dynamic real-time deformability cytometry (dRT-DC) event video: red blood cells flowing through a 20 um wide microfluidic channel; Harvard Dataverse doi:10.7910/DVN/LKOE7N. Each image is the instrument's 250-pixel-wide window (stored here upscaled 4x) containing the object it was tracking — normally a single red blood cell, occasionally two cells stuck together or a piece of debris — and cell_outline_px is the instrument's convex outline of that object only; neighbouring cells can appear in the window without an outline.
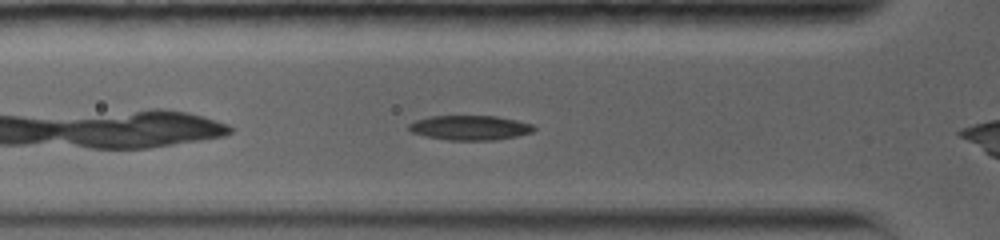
{"species": "common noctule bat (a hibernating species)", "species_latin": "Nyctalus noctula", "temperature_condition": "warm", "stored_images_in_passage": 20, "camera_frame_rate_fps": 5000, "um_per_image_px": 0.085, "animal": {"sex": "female", "body_mass_g": 19.0, "forearm_length_mm": 56.7}, "frame": {"image": 1, "passage_image": 4, "time_ms": 1.8, "image_size_px": [1000, 240], "cell_outline_px": [[536, 128], [532, 132], [516, 136], [492, 140], [448, 140], [428, 136], [412, 132], [408, 128], [408, 124], [416, 120], [432, 116], [496, 116], [516, 120], [532, 124]], "centroid_in_image_um": [39.95, 10.85], "position_along_channel_um": 85.8, "area_um2": 17.74}}
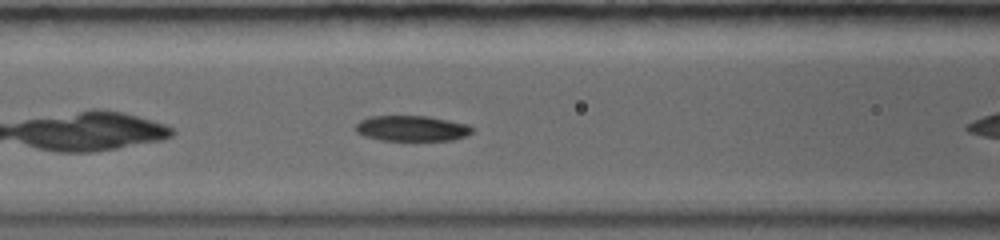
{"frame": {"image": 2, "passage_image": 6, "time_ms": 3.0, "image_size_px": [1000, 240], "cell_outline_px": [[472, 132], [468, 136], [452, 140], [380, 140], [364, 136], [356, 132], [356, 124], [360, 120], [368, 116], [428, 116], [468, 124], [472, 128]], "centroid_in_image_um": [35.0, 10.91], "position_along_channel_um": 131.6, "area_um2": 17.4}}
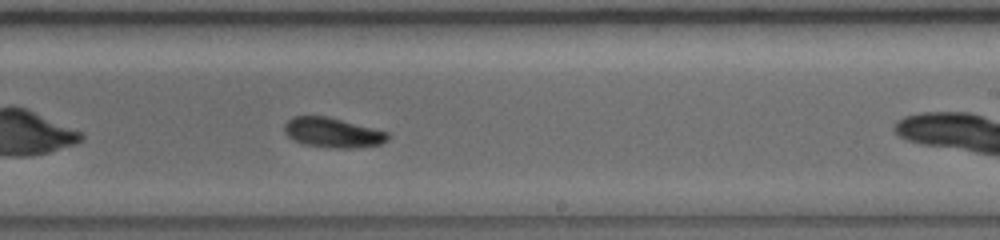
{"frame": {"image": 3, "passage_image": 12, "time_ms": 6.4, "image_size_px": [1000, 240], "cell_outline_px": [[388, 140], [380, 144], [356, 148], [332, 148], [304, 144], [292, 140], [284, 132], [284, 124], [292, 116], [328, 116], [388, 132]], "centroid_in_image_um": [28.25, 11.27], "position_along_channel_um": 260.8, "area_um2": 18.03}}